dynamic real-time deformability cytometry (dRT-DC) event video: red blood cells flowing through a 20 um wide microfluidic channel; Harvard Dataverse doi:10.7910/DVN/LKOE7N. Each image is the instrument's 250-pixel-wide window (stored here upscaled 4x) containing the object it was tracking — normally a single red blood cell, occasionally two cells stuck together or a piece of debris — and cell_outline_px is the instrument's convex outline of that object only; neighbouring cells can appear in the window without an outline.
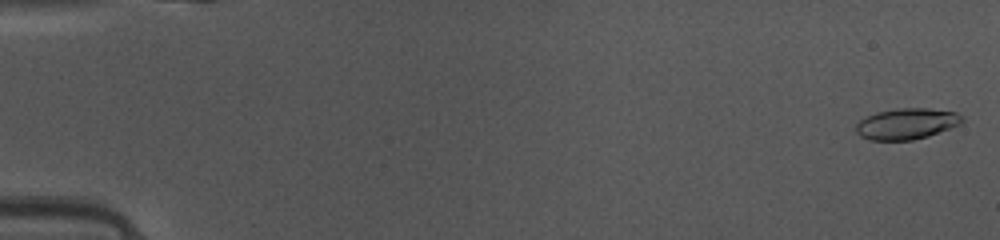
{"species": "common noctule bat (a hibernating species)", "species_latin": "Nyctalus noctula", "temperature_condition": "warm", "stored_images_in_passage": 48, "camera_frame_rate_fps": 3000, "um_per_image_px": 0.085, "animal": {"sex": "female", "body_mass_g": 10.0, "forearm_length_mm": 53.1}, "frame": {"image": 1, "passage_image": 1, "time_ms": 0.0, "image_size_px": [1000, 240], "cell_outline_px": [[964, 120], [960, 124], [928, 136], [912, 140], [868, 140], [860, 136], [856, 132], [856, 124], [860, 120], [876, 112], [896, 108], [928, 108], [956, 112], [964, 116]], "centroid_in_image_um": [77.06, 10.51], "position_along_channel_um": 7.9, "area_um2": 19.25}}
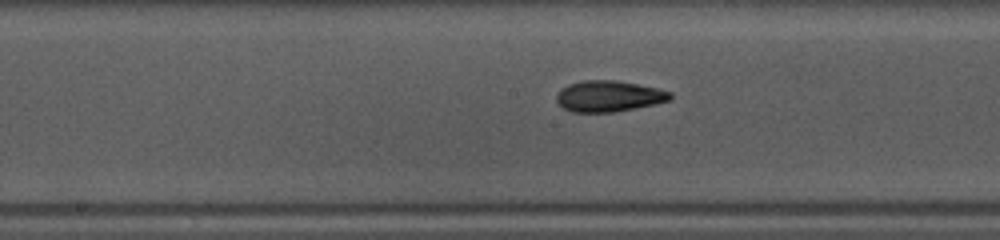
{"frame": {"image": 2, "passage_image": 25, "time_ms": 8.0, "image_size_px": [1000, 240], "cell_outline_px": [[672, 100], [612, 112], [572, 112], [564, 108], [556, 100], [556, 96], [560, 88], [568, 84], [584, 80], [616, 80], [656, 88], [672, 92]], "centroid_in_image_um": [51.72, 8.16], "position_along_channel_um": 196.5, "area_um2": 20.4}}
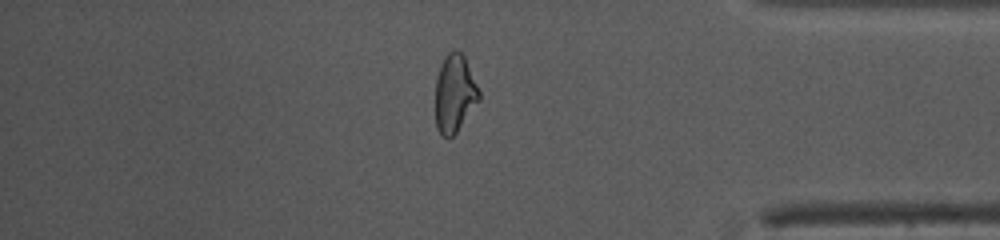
{"frame": {"image": 3, "passage_image": 41, "time_ms": 13.333, "image_size_px": [1000, 240], "cell_outline_px": [[480, 100], [456, 132], [452, 136], [440, 136], [436, 128], [436, 80], [440, 64], [444, 56], [448, 52], [460, 52], [464, 56], [480, 92]], "centroid_in_image_um": [38.63, 7.96], "position_along_channel_um": 396.6, "area_um2": 19.59}, "authors_computed_cell_mechanics": {"area_um2": 19.7098, "velocity_mm_per_s": 4.1538, "shape_relaxation_time_tau1_ms": 3.559, "shape_relaxation_time_tau2_ms": 2.4764, "deformation_change_tau1": 0.1726, "deformation_change_tau2": 0.1052}}